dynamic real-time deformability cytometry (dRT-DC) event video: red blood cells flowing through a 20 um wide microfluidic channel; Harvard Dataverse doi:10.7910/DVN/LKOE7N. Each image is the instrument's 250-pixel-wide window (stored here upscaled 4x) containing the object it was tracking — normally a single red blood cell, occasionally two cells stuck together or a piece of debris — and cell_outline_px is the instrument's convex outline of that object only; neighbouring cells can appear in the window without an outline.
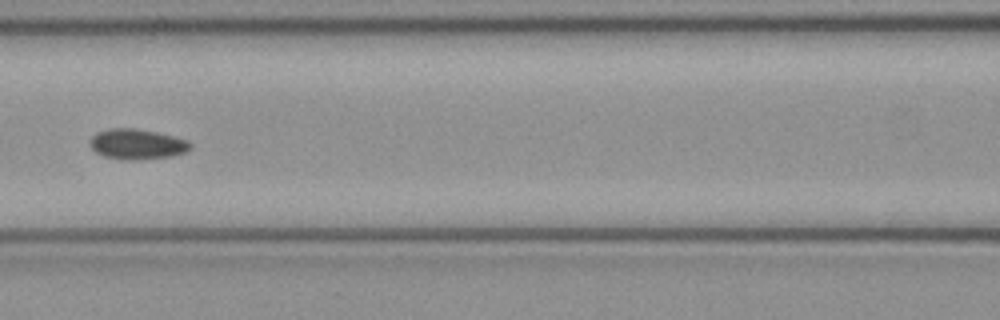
{"species": "common noctule bat (a hibernating species)", "species_latin": "Nyctalus noctula", "temperature_condition": "cold", "stored_images_in_passage": 7, "camera_frame_rate_fps": 3000, "um_per_image_px": 0.085, "animal": {"sex": "female", "body_mass_g": 21.9}, "frame": {"image": 1, "passage_image": 6, "time_ms": 1.667, "image_size_px": [1000, 320], "cell_outline_px": [[192, 148], [184, 152], [172, 156], [136, 160], [120, 160], [104, 156], [96, 152], [88, 144], [92, 136], [96, 132], [112, 128], [136, 128], [156, 132], [188, 140], [192, 144]], "centroid_in_image_um": [11.63, 12.26], "position_along_channel_um": 155.0, "area_um2": 17.86}}
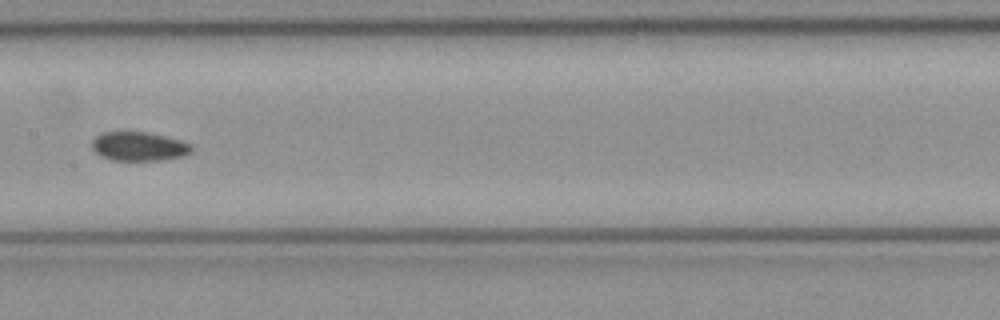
{"frame": {"image": 2, "passage_image": 7, "time_ms": 2.0, "image_size_px": [1000, 320], "cell_outline_px": [[192, 152], [184, 156], [160, 160], [112, 160], [100, 156], [92, 148], [92, 140], [100, 132], [148, 132], [180, 140], [192, 144]], "centroid_in_image_um": [11.81, 12.44], "position_along_channel_um": 195.6, "area_um2": 16.88}}